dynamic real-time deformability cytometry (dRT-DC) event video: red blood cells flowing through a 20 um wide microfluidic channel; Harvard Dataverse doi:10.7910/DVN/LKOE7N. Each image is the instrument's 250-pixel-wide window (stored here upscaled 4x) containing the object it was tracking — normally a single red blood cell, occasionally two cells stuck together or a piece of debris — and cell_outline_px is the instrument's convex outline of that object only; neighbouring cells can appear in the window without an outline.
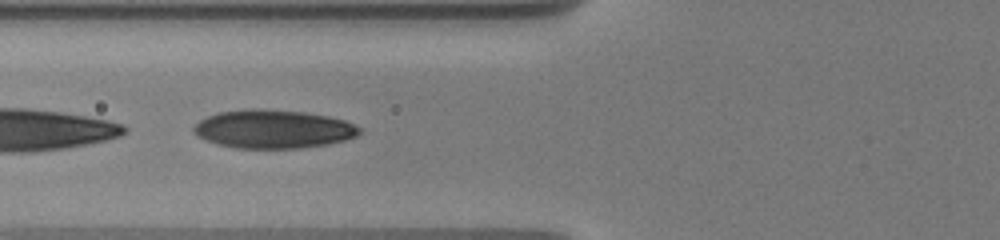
{"species": "human", "species_latin": "Homo sapiens", "temperature_condition": "warm", "stored_images_in_passage": 8, "camera_frame_rate_fps": 3000, "um_per_image_px": 0.085, "donor": {"sex": "male"}, "frame": {"image": 1, "passage_image": 7, "time_ms": 1.333, "image_size_px": [1000, 240], "cell_outline_px": [[364, 132], [356, 136], [344, 140], [328, 144], [300, 148], [236, 148], [216, 144], [196, 136], [192, 132], [192, 128], [200, 120], [216, 112], [252, 108], [260, 108], [304, 112], [328, 116], [344, 120], [364, 128]], "centroid_in_image_um": [23.23, 10.97], "position_along_channel_um": 102.6, "area_um2": 37.57}}